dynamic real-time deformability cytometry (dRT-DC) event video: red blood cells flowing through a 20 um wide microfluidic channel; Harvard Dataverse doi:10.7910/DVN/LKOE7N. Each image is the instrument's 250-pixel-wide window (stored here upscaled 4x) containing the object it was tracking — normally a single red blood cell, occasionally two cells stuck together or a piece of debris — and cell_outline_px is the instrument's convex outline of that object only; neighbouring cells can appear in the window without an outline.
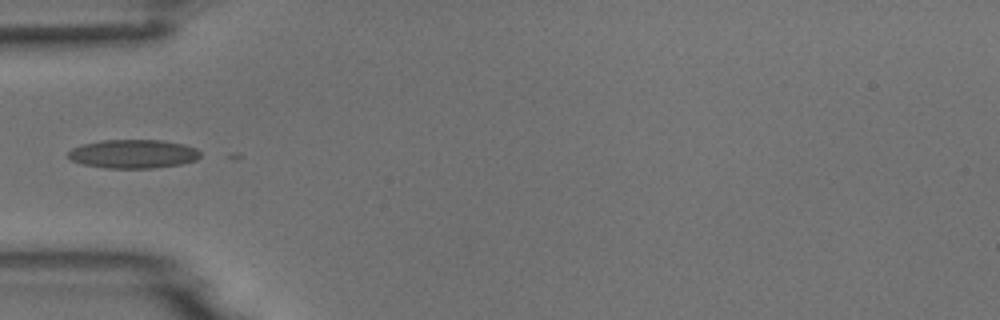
{"species": "common noctule bat (a hibernating species)", "species_latin": "Nyctalus noctula", "temperature_condition": "room temperature", "stored_images_in_passage": 6, "camera_frame_rate_fps": 3000, "um_per_image_px": 0.085, "animal": {"sex": "male", "body_mass_g": 18.8}, "frame": {"image": 1, "passage_image": 5, "time_ms": 5.667, "image_size_px": [1000, 320], "cell_outline_px": [[200, 156], [196, 160], [180, 164], [152, 168], [104, 168], [84, 164], [72, 160], [64, 156], [72, 148], [84, 144], [104, 140], [160, 140], [184, 144], [196, 148], [200, 152]], "centroid_in_image_um": [11.31, 13.08], "position_along_channel_um": 73.7, "area_um2": 22.08}}